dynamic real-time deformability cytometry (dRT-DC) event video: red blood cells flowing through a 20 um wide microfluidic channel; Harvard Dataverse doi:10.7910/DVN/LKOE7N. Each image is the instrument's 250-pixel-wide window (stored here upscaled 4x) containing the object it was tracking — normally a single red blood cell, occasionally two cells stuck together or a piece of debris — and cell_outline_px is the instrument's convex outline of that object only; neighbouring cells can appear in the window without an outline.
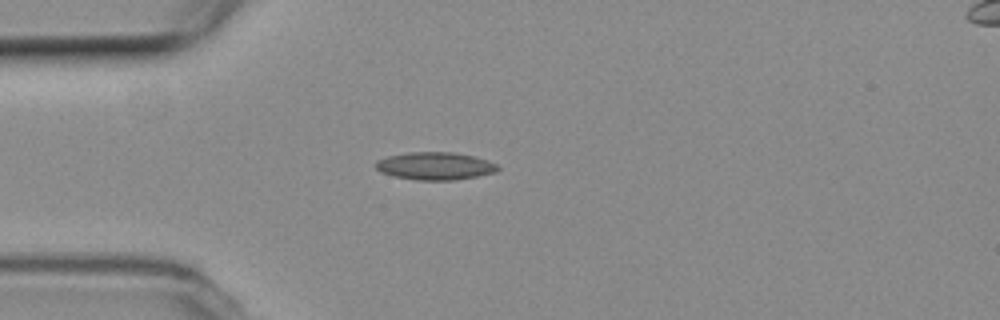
{"species": "common noctule bat (a hibernating species)", "species_latin": "Nyctalus noctula", "temperature_condition": "room temperature", "stored_images_in_passage": 2, "camera_frame_rate_fps": 3000, "um_per_image_px": 0.085, "animal": {"sex": "female", "body_mass_g": 19.3, "forearm_length_mm": 54.1}, "frame": {"image": 1, "passage_image": 1, "time_ms": 0.0, "image_size_px": [1000, 320], "cell_outline_px": [[500, 168], [496, 172], [456, 180], [416, 180], [392, 176], [380, 172], [372, 164], [376, 160], [388, 156], [408, 152], [452, 152], [476, 156], [488, 160], [496, 164]], "centroid_in_image_um": [36.95, 14.1], "position_along_channel_um": 48.1, "area_um2": 19.94}}